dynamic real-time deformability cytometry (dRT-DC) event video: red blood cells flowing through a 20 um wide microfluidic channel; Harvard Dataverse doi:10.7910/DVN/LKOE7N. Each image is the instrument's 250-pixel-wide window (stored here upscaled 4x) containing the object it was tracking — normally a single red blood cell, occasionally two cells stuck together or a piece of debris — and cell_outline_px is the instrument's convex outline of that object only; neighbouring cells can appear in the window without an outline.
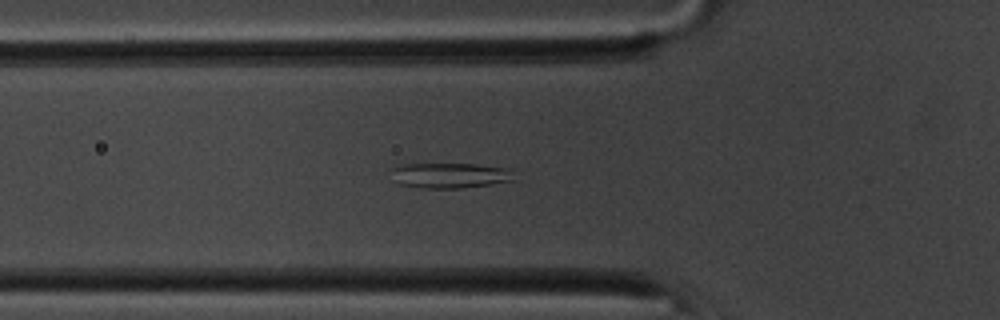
{"species": "common noctule bat (a hibernating species)", "species_latin": "Nyctalus noctula", "temperature_condition": "room temperature", "stored_images_in_passage": 37, "camera_frame_rate_fps": 3000, "um_per_image_px": 0.085, "animal": {"sex": "male", "body_mass_g": 20.1, "forearm_length_mm": 53.5}, "frame": {"image": 1, "passage_image": 2, "time_ms": 0.333, "image_size_px": [1000, 320], "cell_outline_px": [[512, 180], [464, 188], [420, 188], [400, 184], [392, 168], [400, 164], [476, 164], [512, 168]], "centroid_in_image_um": [38.29, 14.9], "position_along_channel_um": 87.5, "area_um2": 17.8}}
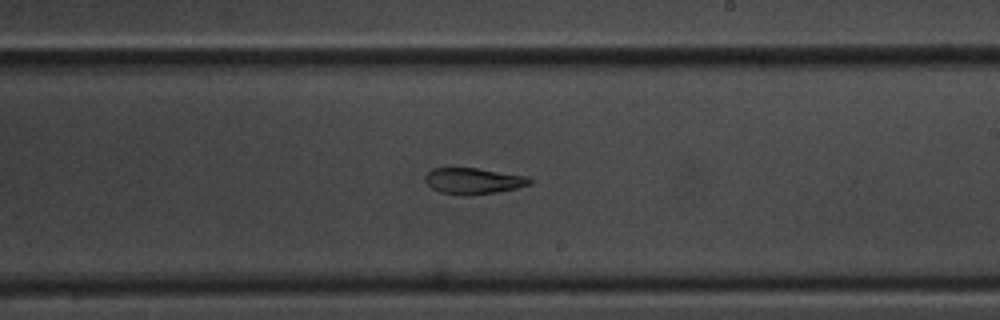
{"frame": {"image": 2, "passage_image": 15, "time_ms": 4.667, "image_size_px": [1000, 320], "cell_outline_px": [[532, 184], [516, 188], [496, 192], [468, 196], [460, 196], [440, 192], [432, 188], [424, 180], [424, 176], [432, 168], [476, 168], [528, 176], [532, 180]], "centroid_in_image_um": [40.23, 15.39], "position_along_channel_um": 248.8, "area_um2": 16.07}}
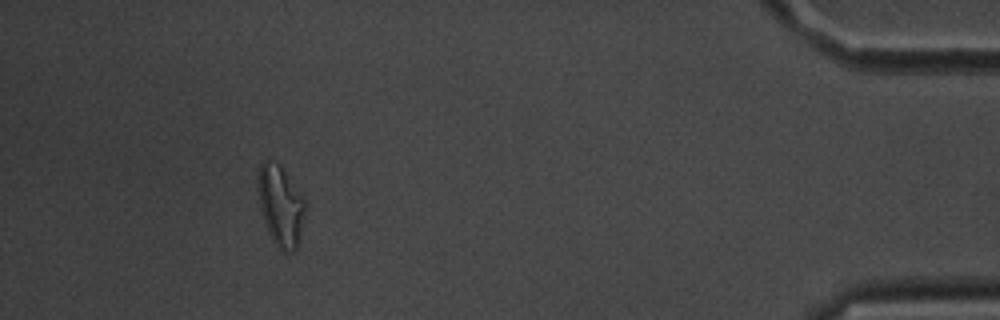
{"frame": {"image": 3, "passage_image": 33, "time_ms": 10.667, "image_size_px": [1000, 320], "cell_outline_px": [[304, 208], [296, 248], [292, 252], [288, 252], [280, 248], [272, 240], [268, 232], [264, 220], [260, 204], [256, 184], [256, 176], [260, 164], [264, 160], [268, 160], [276, 164], [284, 172], [304, 200]], "centroid_in_image_um": [23.77, 17.46], "position_along_channel_um": 411.4, "area_um2": 21.15}}